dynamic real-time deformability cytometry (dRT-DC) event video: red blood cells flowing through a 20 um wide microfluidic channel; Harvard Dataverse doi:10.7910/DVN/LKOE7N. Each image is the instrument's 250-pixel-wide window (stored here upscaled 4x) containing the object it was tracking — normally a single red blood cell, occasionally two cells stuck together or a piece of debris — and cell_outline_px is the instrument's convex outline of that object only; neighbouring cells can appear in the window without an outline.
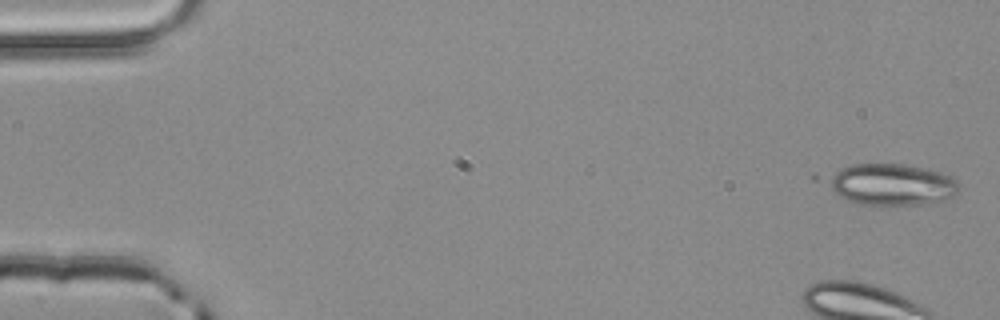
{"species": "common noctule bat (a hibernating species)", "species_latin": "Nyctalus noctula", "temperature_condition": "room temperature", "stored_images_in_passage": 4, "camera_frame_rate_fps": 3000, "um_per_image_px": 0.085, "animal": {"sex": "male", "body_mass_g": 20.4}, "frame": {"image": 1, "passage_image": 1, "time_ms": 0.0, "image_size_px": [1000, 320], "cell_outline_px": [[960, 188], [948, 200], [920, 204], [860, 204], [848, 200], [840, 196], [812, 180], [812, 172], [852, 164], [904, 164], [924, 168], [940, 172], [952, 176], [960, 184]], "centroid_in_image_um": [75.44, 15.63], "position_along_channel_um": 9.6, "area_um2": 33.81}}